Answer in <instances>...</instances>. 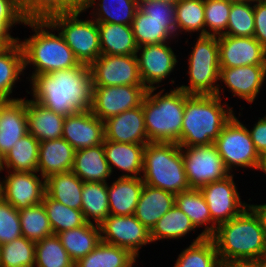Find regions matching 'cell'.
<instances>
[{"label":"cell","mask_w":266,"mask_h":267,"mask_svg":"<svg viewBox=\"0 0 266 267\" xmlns=\"http://www.w3.org/2000/svg\"><path fill=\"white\" fill-rule=\"evenodd\" d=\"M81 199L87 223L100 225L110 215L107 183L84 182Z\"/></svg>","instance_id":"38"},{"label":"cell","mask_w":266,"mask_h":267,"mask_svg":"<svg viewBox=\"0 0 266 267\" xmlns=\"http://www.w3.org/2000/svg\"><path fill=\"white\" fill-rule=\"evenodd\" d=\"M254 29V0L232 2L227 31L224 35L253 37Z\"/></svg>","instance_id":"46"},{"label":"cell","mask_w":266,"mask_h":267,"mask_svg":"<svg viewBox=\"0 0 266 267\" xmlns=\"http://www.w3.org/2000/svg\"><path fill=\"white\" fill-rule=\"evenodd\" d=\"M218 95H189L185 92L180 147L213 144L235 114Z\"/></svg>","instance_id":"3"},{"label":"cell","mask_w":266,"mask_h":267,"mask_svg":"<svg viewBox=\"0 0 266 267\" xmlns=\"http://www.w3.org/2000/svg\"><path fill=\"white\" fill-rule=\"evenodd\" d=\"M211 238L223 266L249 265L266 256L263 223L251 205L240 215L219 224Z\"/></svg>","instance_id":"2"},{"label":"cell","mask_w":266,"mask_h":267,"mask_svg":"<svg viewBox=\"0 0 266 267\" xmlns=\"http://www.w3.org/2000/svg\"><path fill=\"white\" fill-rule=\"evenodd\" d=\"M174 205V194L144 184L134 215L151 231L157 221Z\"/></svg>","instance_id":"24"},{"label":"cell","mask_w":266,"mask_h":267,"mask_svg":"<svg viewBox=\"0 0 266 267\" xmlns=\"http://www.w3.org/2000/svg\"><path fill=\"white\" fill-rule=\"evenodd\" d=\"M144 184L174 195L190 190L181 147L176 143L149 142L143 153Z\"/></svg>","instance_id":"6"},{"label":"cell","mask_w":266,"mask_h":267,"mask_svg":"<svg viewBox=\"0 0 266 267\" xmlns=\"http://www.w3.org/2000/svg\"><path fill=\"white\" fill-rule=\"evenodd\" d=\"M57 236L75 263L101 242L100 226L87 222L80 227L62 231Z\"/></svg>","instance_id":"33"},{"label":"cell","mask_w":266,"mask_h":267,"mask_svg":"<svg viewBox=\"0 0 266 267\" xmlns=\"http://www.w3.org/2000/svg\"><path fill=\"white\" fill-rule=\"evenodd\" d=\"M83 184L72 171L53 174L45 179V193L65 206L81 210Z\"/></svg>","instance_id":"31"},{"label":"cell","mask_w":266,"mask_h":267,"mask_svg":"<svg viewBox=\"0 0 266 267\" xmlns=\"http://www.w3.org/2000/svg\"><path fill=\"white\" fill-rule=\"evenodd\" d=\"M2 160H3V158L0 155V173H2Z\"/></svg>","instance_id":"59"},{"label":"cell","mask_w":266,"mask_h":267,"mask_svg":"<svg viewBox=\"0 0 266 267\" xmlns=\"http://www.w3.org/2000/svg\"><path fill=\"white\" fill-rule=\"evenodd\" d=\"M90 71L93 86L143 85L136 55H101Z\"/></svg>","instance_id":"15"},{"label":"cell","mask_w":266,"mask_h":267,"mask_svg":"<svg viewBox=\"0 0 266 267\" xmlns=\"http://www.w3.org/2000/svg\"><path fill=\"white\" fill-rule=\"evenodd\" d=\"M28 133L26 98L0 101V155L3 158L16 141Z\"/></svg>","instance_id":"21"},{"label":"cell","mask_w":266,"mask_h":267,"mask_svg":"<svg viewBox=\"0 0 266 267\" xmlns=\"http://www.w3.org/2000/svg\"><path fill=\"white\" fill-rule=\"evenodd\" d=\"M76 150L64 139L40 142L37 172L44 179L72 171Z\"/></svg>","instance_id":"22"},{"label":"cell","mask_w":266,"mask_h":267,"mask_svg":"<svg viewBox=\"0 0 266 267\" xmlns=\"http://www.w3.org/2000/svg\"><path fill=\"white\" fill-rule=\"evenodd\" d=\"M259 214L262 223H263V227H264V232H265V236H266V204H260V205H254V204H250Z\"/></svg>","instance_id":"54"},{"label":"cell","mask_w":266,"mask_h":267,"mask_svg":"<svg viewBox=\"0 0 266 267\" xmlns=\"http://www.w3.org/2000/svg\"><path fill=\"white\" fill-rule=\"evenodd\" d=\"M22 236L32 242L53 235L43 203L19 210Z\"/></svg>","instance_id":"43"},{"label":"cell","mask_w":266,"mask_h":267,"mask_svg":"<svg viewBox=\"0 0 266 267\" xmlns=\"http://www.w3.org/2000/svg\"><path fill=\"white\" fill-rule=\"evenodd\" d=\"M136 259L129 250L101 241L87 256L79 259L75 267H135Z\"/></svg>","instance_id":"36"},{"label":"cell","mask_w":266,"mask_h":267,"mask_svg":"<svg viewBox=\"0 0 266 267\" xmlns=\"http://www.w3.org/2000/svg\"><path fill=\"white\" fill-rule=\"evenodd\" d=\"M249 267H266V256H262L255 261L251 262Z\"/></svg>","instance_id":"55"},{"label":"cell","mask_w":266,"mask_h":267,"mask_svg":"<svg viewBox=\"0 0 266 267\" xmlns=\"http://www.w3.org/2000/svg\"><path fill=\"white\" fill-rule=\"evenodd\" d=\"M42 203L46 209L53 234L80 227L86 223L82 210L63 205L50 198L46 193Z\"/></svg>","instance_id":"42"},{"label":"cell","mask_w":266,"mask_h":267,"mask_svg":"<svg viewBox=\"0 0 266 267\" xmlns=\"http://www.w3.org/2000/svg\"><path fill=\"white\" fill-rule=\"evenodd\" d=\"M101 241L129 250L139 257L141 247L152 243L148 230L132 215L110 214L100 225Z\"/></svg>","instance_id":"12"},{"label":"cell","mask_w":266,"mask_h":267,"mask_svg":"<svg viewBox=\"0 0 266 267\" xmlns=\"http://www.w3.org/2000/svg\"><path fill=\"white\" fill-rule=\"evenodd\" d=\"M220 68L266 65V49L254 37H218Z\"/></svg>","instance_id":"17"},{"label":"cell","mask_w":266,"mask_h":267,"mask_svg":"<svg viewBox=\"0 0 266 267\" xmlns=\"http://www.w3.org/2000/svg\"><path fill=\"white\" fill-rule=\"evenodd\" d=\"M21 75L24 76V55L20 42L0 48V101L18 99L10 95Z\"/></svg>","instance_id":"32"},{"label":"cell","mask_w":266,"mask_h":267,"mask_svg":"<svg viewBox=\"0 0 266 267\" xmlns=\"http://www.w3.org/2000/svg\"><path fill=\"white\" fill-rule=\"evenodd\" d=\"M231 2H237V1H247V0H230Z\"/></svg>","instance_id":"60"},{"label":"cell","mask_w":266,"mask_h":267,"mask_svg":"<svg viewBox=\"0 0 266 267\" xmlns=\"http://www.w3.org/2000/svg\"><path fill=\"white\" fill-rule=\"evenodd\" d=\"M230 0H204L205 36H221L227 31Z\"/></svg>","instance_id":"47"},{"label":"cell","mask_w":266,"mask_h":267,"mask_svg":"<svg viewBox=\"0 0 266 267\" xmlns=\"http://www.w3.org/2000/svg\"><path fill=\"white\" fill-rule=\"evenodd\" d=\"M248 132L258 154H266V115L259 117L252 129L248 128Z\"/></svg>","instance_id":"52"},{"label":"cell","mask_w":266,"mask_h":267,"mask_svg":"<svg viewBox=\"0 0 266 267\" xmlns=\"http://www.w3.org/2000/svg\"><path fill=\"white\" fill-rule=\"evenodd\" d=\"M134 39L138 47L148 44H161L176 39L175 21L151 19L139 10L132 22Z\"/></svg>","instance_id":"29"},{"label":"cell","mask_w":266,"mask_h":267,"mask_svg":"<svg viewBox=\"0 0 266 267\" xmlns=\"http://www.w3.org/2000/svg\"><path fill=\"white\" fill-rule=\"evenodd\" d=\"M24 25L32 28L34 34L19 42L24 55V70L33 65L32 74L26 77L30 81L35 75L48 74L52 71L70 69L80 62L63 36L48 20H26ZM54 32V34H53Z\"/></svg>","instance_id":"4"},{"label":"cell","mask_w":266,"mask_h":267,"mask_svg":"<svg viewBox=\"0 0 266 267\" xmlns=\"http://www.w3.org/2000/svg\"><path fill=\"white\" fill-rule=\"evenodd\" d=\"M266 80V65H248L220 68L219 81L230 89L233 96L252 104Z\"/></svg>","instance_id":"19"},{"label":"cell","mask_w":266,"mask_h":267,"mask_svg":"<svg viewBox=\"0 0 266 267\" xmlns=\"http://www.w3.org/2000/svg\"><path fill=\"white\" fill-rule=\"evenodd\" d=\"M257 170H261L266 174V154L260 156Z\"/></svg>","instance_id":"56"},{"label":"cell","mask_w":266,"mask_h":267,"mask_svg":"<svg viewBox=\"0 0 266 267\" xmlns=\"http://www.w3.org/2000/svg\"><path fill=\"white\" fill-rule=\"evenodd\" d=\"M195 227L190 218L176 205L166 212L150 231L151 242L162 239H179L195 232Z\"/></svg>","instance_id":"39"},{"label":"cell","mask_w":266,"mask_h":267,"mask_svg":"<svg viewBox=\"0 0 266 267\" xmlns=\"http://www.w3.org/2000/svg\"><path fill=\"white\" fill-rule=\"evenodd\" d=\"M101 55H136L137 44L132 26L116 23H97Z\"/></svg>","instance_id":"30"},{"label":"cell","mask_w":266,"mask_h":267,"mask_svg":"<svg viewBox=\"0 0 266 267\" xmlns=\"http://www.w3.org/2000/svg\"><path fill=\"white\" fill-rule=\"evenodd\" d=\"M169 43L148 44L137 48L136 57L143 85L149 89H158L162 81L170 77L178 63ZM139 54V55H138ZM156 85V86H155Z\"/></svg>","instance_id":"14"},{"label":"cell","mask_w":266,"mask_h":267,"mask_svg":"<svg viewBox=\"0 0 266 267\" xmlns=\"http://www.w3.org/2000/svg\"><path fill=\"white\" fill-rule=\"evenodd\" d=\"M144 85L93 86L91 112L101 121L141 106L147 93Z\"/></svg>","instance_id":"11"},{"label":"cell","mask_w":266,"mask_h":267,"mask_svg":"<svg viewBox=\"0 0 266 267\" xmlns=\"http://www.w3.org/2000/svg\"><path fill=\"white\" fill-rule=\"evenodd\" d=\"M39 144L33 135L25 134L3 157L2 171L37 172Z\"/></svg>","instance_id":"35"},{"label":"cell","mask_w":266,"mask_h":267,"mask_svg":"<svg viewBox=\"0 0 266 267\" xmlns=\"http://www.w3.org/2000/svg\"><path fill=\"white\" fill-rule=\"evenodd\" d=\"M187 181L190 188L221 180L230 172L225 168L215 144L181 147Z\"/></svg>","instance_id":"10"},{"label":"cell","mask_w":266,"mask_h":267,"mask_svg":"<svg viewBox=\"0 0 266 267\" xmlns=\"http://www.w3.org/2000/svg\"><path fill=\"white\" fill-rule=\"evenodd\" d=\"M84 11L59 13L51 16L48 21L63 36L81 64L90 66L101 56L100 38L97 22L91 19L79 20Z\"/></svg>","instance_id":"8"},{"label":"cell","mask_w":266,"mask_h":267,"mask_svg":"<svg viewBox=\"0 0 266 267\" xmlns=\"http://www.w3.org/2000/svg\"><path fill=\"white\" fill-rule=\"evenodd\" d=\"M0 20L11 30L16 24L26 22L18 0H0Z\"/></svg>","instance_id":"50"},{"label":"cell","mask_w":266,"mask_h":267,"mask_svg":"<svg viewBox=\"0 0 266 267\" xmlns=\"http://www.w3.org/2000/svg\"><path fill=\"white\" fill-rule=\"evenodd\" d=\"M34 267H75L59 237L55 234L35 243Z\"/></svg>","instance_id":"44"},{"label":"cell","mask_w":266,"mask_h":267,"mask_svg":"<svg viewBox=\"0 0 266 267\" xmlns=\"http://www.w3.org/2000/svg\"><path fill=\"white\" fill-rule=\"evenodd\" d=\"M35 242L21 236L0 245V267H34Z\"/></svg>","instance_id":"45"},{"label":"cell","mask_w":266,"mask_h":267,"mask_svg":"<svg viewBox=\"0 0 266 267\" xmlns=\"http://www.w3.org/2000/svg\"><path fill=\"white\" fill-rule=\"evenodd\" d=\"M147 90L143 99L144 122L149 142H180L185 107V91L178 87L163 94Z\"/></svg>","instance_id":"5"},{"label":"cell","mask_w":266,"mask_h":267,"mask_svg":"<svg viewBox=\"0 0 266 267\" xmlns=\"http://www.w3.org/2000/svg\"><path fill=\"white\" fill-rule=\"evenodd\" d=\"M72 172L83 182L107 183V178H110L112 173L105 157L103 143L77 150Z\"/></svg>","instance_id":"27"},{"label":"cell","mask_w":266,"mask_h":267,"mask_svg":"<svg viewBox=\"0 0 266 267\" xmlns=\"http://www.w3.org/2000/svg\"><path fill=\"white\" fill-rule=\"evenodd\" d=\"M188 85L177 86L189 95H218L225 92L220 88V61L217 36H198L188 57ZM223 91V92H222Z\"/></svg>","instance_id":"7"},{"label":"cell","mask_w":266,"mask_h":267,"mask_svg":"<svg viewBox=\"0 0 266 267\" xmlns=\"http://www.w3.org/2000/svg\"><path fill=\"white\" fill-rule=\"evenodd\" d=\"M175 14L178 37L182 31L205 36L204 0H179L175 4Z\"/></svg>","instance_id":"41"},{"label":"cell","mask_w":266,"mask_h":267,"mask_svg":"<svg viewBox=\"0 0 266 267\" xmlns=\"http://www.w3.org/2000/svg\"><path fill=\"white\" fill-rule=\"evenodd\" d=\"M212 238L201 233L178 255L173 267H222Z\"/></svg>","instance_id":"37"},{"label":"cell","mask_w":266,"mask_h":267,"mask_svg":"<svg viewBox=\"0 0 266 267\" xmlns=\"http://www.w3.org/2000/svg\"><path fill=\"white\" fill-rule=\"evenodd\" d=\"M96 2V0H84L82 10L85 13L89 8H93L89 14L97 23L131 26L138 10V0H98Z\"/></svg>","instance_id":"28"},{"label":"cell","mask_w":266,"mask_h":267,"mask_svg":"<svg viewBox=\"0 0 266 267\" xmlns=\"http://www.w3.org/2000/svg\"><path fill=\"white\" fill-rule=\"evenodd\" d=\"M138 10L151 19L175 21V4L162 0H138Z\"/></svg>","instance_id":"49"},{"label":"cell","mask_w":266,"mask_h":267,"mask_svg":"<svg viewBox=\"0 0 266 267\" xmlns=\"http://www.w3.org/2000/svg\"><path fill=\"white\" fill-rule=\"evenodd\" d=\"M234 174L199 188L208 205L212 221L218 226L240 215L250 204L241 201Z\"/></svg>","instance_id":"13"},{"label":"cell","mask_w":266,"mask_h":267,"mask_svg":"<svg viewBox=\"0 0 266 267\" xmlns=\"http://www.w3.org/2000/svg\"><path fill=\"white\" fill-rule=\"evenodd\" d=\"M21 236L19 211L0 196V245Z\"/></svg>","instance_id":"48"},{"label":"cell","mask_w":266,"mask_h":267,"mask_svg":"<svg viewBox=\"0 0 266 267\" xmlns=\"http://www.w3.org/2000/svg\"><path fill=\"white\" fill-rule=\"evenodd\" d=\"M0 180V196L18 211L42 203L45 179L38 172L7 171Z\"/></svg>","instance_id":"16"},{"label":"cell","mask_w":266,"mask_h":267,"mask_svg":"<svg viewBox=\"0 0 266 267\" xmlns=\"http://www.w3.org/2000/svg\"><path fill=\"white\" fill-rule=\"evenodd\" d=\"M175 205L190 218L195 228L205 227L201 232L205 238L214 235L217 225L212 221L208 205L199 189L191 188L178 193L175 195Z\"/></svg>","instance_id":"34"},{"label":"cell","mask_w":266,"mask_h":267,"mask_svg":"<svg viewBox=\"0 0 266 267\" xmlns=\"http://www.w3.org/2000/svg\"><path fill=\"white\" fill-rule=\"evenodd\" d=\"M162 1L169 2V3H172V4H176L179 0H162Z\"/></svg>","instance_id":"57"},{"label":"cell","mask_w":266,"mask_h":267,"mask_svg":"<svg viewBox=\"0 0 266 267\" xmlns=\"http://www.w3.org/2000/svg\"><path fill=\"white\" fill-rule=\"evenodd\" d=\"M18 41L19 38L13 37L10 28L0 20V48L12 46Z\"/></svg>","instance_id":"53"},{"label":"cell","mask_w":266,"mask_h":267,"mask_svg":"<svg viewBox=\"0 0 266 267\" xmlns=\"http://www.w3.org/2000/svg\"><path fill=\"white\" fill-rule=\"evenodd\" d=\"M62 138L76 151L102 144L105 139L104 121L91 110L65 116Z\"/></svg>","instance_id":"18"},{"label":"cell","mask_w":266,"mask_h":267,"mask_svg":"<svg viewBox=\"0 0 266 267\" xmlns=\"http://www.w3.org/2000/svg\"><path fill=\"white\" fill-rule=\"evenodd\" d=\"M26 20H48L59 13H72L83 8L84 0H18Z\"/></svg>","instance_id":"40"},{"label":"cell","mask_w":266,"mask_h":267,"mask_svg":"<svg viewBox=\"0 0 266 267\" xmlns=\"http://www.w3.org/2000/svg\"><path fill=\"white\" fill-rule=\"evenodd\" d=\"M103 145L112 174L113 169L116 168L123 172L119 177L142 176L140 174H142L143 153L146 144L118 143L104 139Z\"/></svg>","instance_id":"23"},{"label":"cell","mask_w":266,"mask_h":267,"mask_svg":"<svg viewBox=\"0 0 266 267\" xmlns=\"http://www.w3.org/2000/svg\"><path fill=\"white\" fill-rule=\"evenodd\" d=\"M30 84L33 100L55 113L68 116L91 109L93 84L88 65L38 74Z\"/></svg>","instance_id":"1"},{"label":"cell","mask_w":266,"mask_h":267,"mask_svg":"<svg viewBox=\"0 0 266 267\" xmlns=\"http://www.w3.org/2000/svg\"><path fill=\"white\" fill-rule=\"evenodd\" d=\"M214 144L230 173L233 172V167L257 170L260 155L254 147L248 126L242 124L235 114L225 124Z\"/></svg>","instance_id":"9"},{"label":"cell","mask_w":266,"mask_h":267,"mask_svg":"<svg viewBox=\"0 0 266 267\" xmlns=\"http://www.w3.org/2000/svg\"><path fill=\"white\" fill-rule=\"evenodd\" d=\"M105 139L118 143H149L141 106L124 111L104 121Z\"/></svg>","instance_id":"20"},{"label":"cell","mask_w":266,"mask_h":267,"mask_svg":"<svg viewBox=\"0 0 266 267\" xmlns=\"http://www.w3.org/2000/svg\"><path fill=\"white\" fill-rule=\"evenodd\" d=\"M253 37L266 49V0H254Z\"/></svg>","instance_id":"51"},{"label":"cell","mask_w":266,"mask_h":267,"mask_svg":"<svg viewBox=\"0 0 266 267\" xmlns=\"http://www.w3.org/2000/svg\"><path fill=\"white\" fill-rule=\"evenodd\" d=\"M222 267H249L248 265H238V266H222Z\"/></svg>","instance_id":"58"},{"label":"cell","mask_w":266,"mask_h":267,"mask_svg":"<svg viewBox=\"0 0 266 267\" xmlns=\"http://www.w3.org/2000/svg\"><path fill=\"white\" fill-rule=\"evenodd\" d=\"M28 133L39 142L62 138L65 116L26 99Z\"/></svg>","instance_id":"25"},{"label":"cell","mask_w":266,"mask_h":267,"mask_svg":"<svg viewBox=\"0 0 266 267\" xmlns=\"http://www.w3.org/2000/svg\"><path fill=\"white\" fill-rule=\"evenodd\" d=\"M107 183L109 211L113 215H132L144 186L141 177H117Z\"/></svg>","instance_id":"26"}]
</instances>
